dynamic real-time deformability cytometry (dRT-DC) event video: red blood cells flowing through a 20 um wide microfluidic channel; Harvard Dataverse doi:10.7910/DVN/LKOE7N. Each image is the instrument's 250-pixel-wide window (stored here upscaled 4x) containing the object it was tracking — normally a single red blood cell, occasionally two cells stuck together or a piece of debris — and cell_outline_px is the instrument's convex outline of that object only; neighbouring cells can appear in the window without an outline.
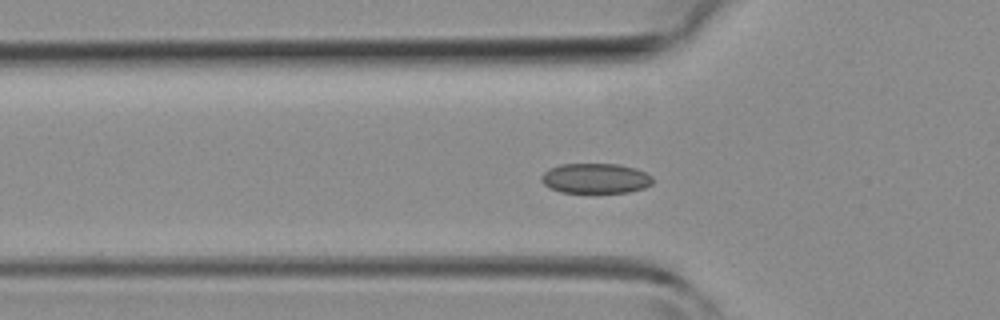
{"species": "common noctule bat (a hibernating species)", "species_latin": "Nyctalus noctula", "temperature_condition": "room temperature", "stored_images_in_passage": 41, "segment_of_instrument_passage": [1, 2], "camera_frame_rate_fps": 3000, "um_per_image_px": 0.085, "animal": {"sex": "female", "body_mass_g": 19.3, "forearm_length_mm": 54.1}, "frame": {"image": 1, "passage_image": 10, "time_ms": 3.0, "image_size_px": [1000, 320], "cell_outline_px": [[652, 184], [644, 188], [628, 192], [560, 192], [544, 184], [540, 180], [540, 176], [544, 172], [560, 164], [616, 164], [636, 168], [652, 176]], "centroid_in_image_um": [50.62, 15.16], "position_along_channel_um": 75.2, "area_um2": 19.36}}
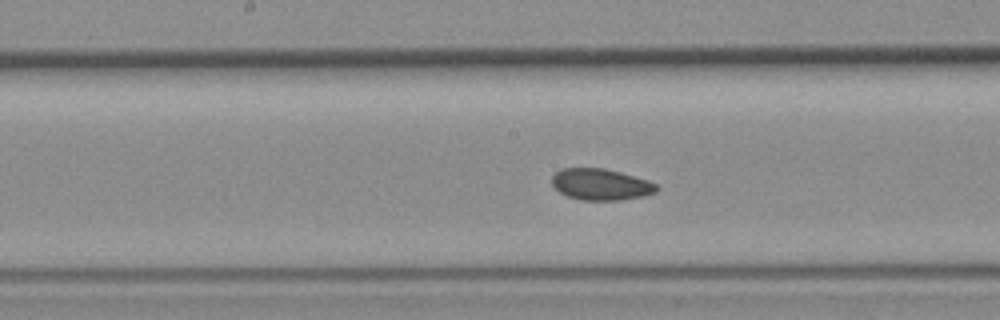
{"frame": {"image": 2, "passage_image": 18, "time_ms": 5.667, "image_size_px": [1000, 320], "cell_outline_px": [[660, 188], [656, 192], [644, 196], [620, 200], [580, 200], [568, 196], [552, 188], [552, 176], [560, 168], [604, 168], [620, 172], [648, 180], [656, 184]], "centroid_in_image_um": [51.06, 15.67], "position_along_channel_um": 197.1, "area_um2": 19.31}}
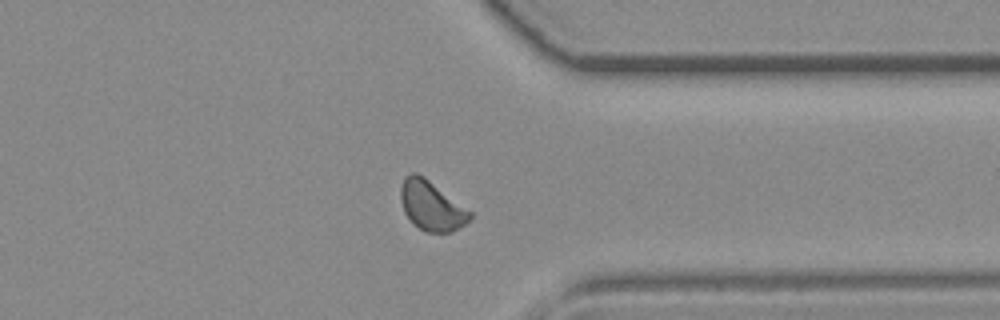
{"frame": {"image": 3, "passage_image": 30, "time_ms": 9.667, "image_size_px": [1000, 320], "cell_outline_px": [[472, 216], [464, 224], [452, 232], [424, 232], [412, 224], [404, 212], [400, 196], [400, 188], [404, 176], [412, 172], [416, 172], [424, 176], [472, 212]], "centroid_in_image_um": [36.64, 17.48], "position_along_channel_um": 374.8, "area_um2": 20.06}}